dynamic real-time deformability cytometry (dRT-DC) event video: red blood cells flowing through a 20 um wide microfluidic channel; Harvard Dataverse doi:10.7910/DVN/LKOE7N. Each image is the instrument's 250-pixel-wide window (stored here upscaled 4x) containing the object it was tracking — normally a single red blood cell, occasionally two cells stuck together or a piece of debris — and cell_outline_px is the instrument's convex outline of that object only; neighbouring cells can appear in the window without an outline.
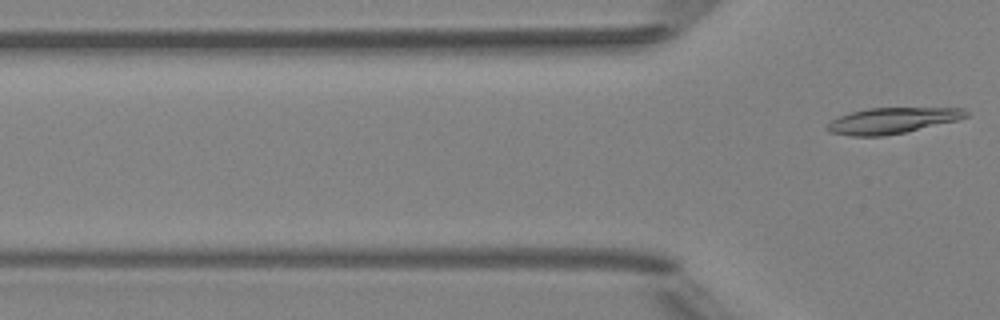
{"species": "Egyptian fruit bat (a non-hibernating species)", "species_latin": "Rousettus aegyptiacus", "temperature_condition": "room temperature", "stored_images_in_passage": 8, "camera_frame_rate_fps": 3000, "um_per_image_px": 0.085, "animal": {"sex": "female"}, "frame": {"image": 1, "passage_image": 8, "time_ms": 9.0, "image_size_px": [1000, 320], "cell_outline_px": [[968, 116], [956, 120], [904, 132], [884, 136], [852, 136], [828, 132], [824, 128], [832, 120], [840, 116], [852, 112], [868, 108], [964, 108], [968, 112]], "centroid_in_image_um": [75.8, 10.25], "position_along_channel_um": 50.0, "area_um2": 20.69}}